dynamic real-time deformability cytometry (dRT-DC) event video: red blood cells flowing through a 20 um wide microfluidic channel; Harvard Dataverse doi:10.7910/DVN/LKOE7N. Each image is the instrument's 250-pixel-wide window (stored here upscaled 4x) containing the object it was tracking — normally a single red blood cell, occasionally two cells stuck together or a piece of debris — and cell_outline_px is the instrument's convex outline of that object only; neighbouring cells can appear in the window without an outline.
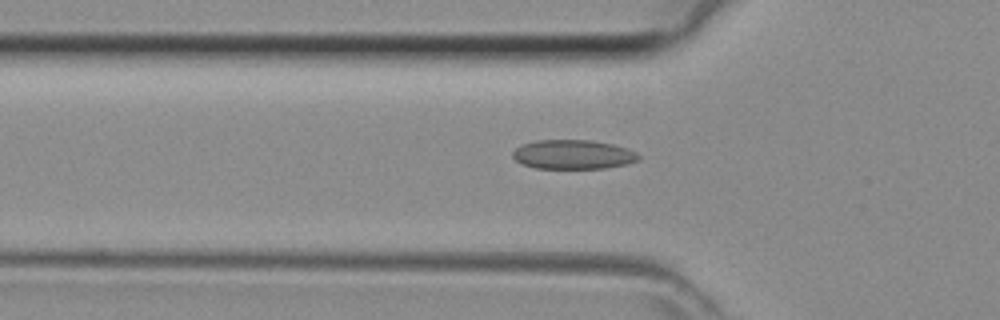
{"species": "common noctule bat (a hibernating species)", "species_latin": "Nyctalus noctula", "temperature_condition": "room temperature", "stored_images_in_passage": 31, "camera_frame_rate_fps": 3000, "um_per_image_px": 0.085, "animal": {"sex": "female", "body_mass_g": 29.2, "forearm_length_mm": 56.3}, "frame": {"image": 1, "passage_image": 4, "time_ms": 1.0, "image_size_px": [1000, 320], "cell_outline_px": [[640, 160], [628, 164], [604, 168], [536, 168], [524, 164], [516, 160], [512, 156], [512, 152], [516, 148], [524, 144], [536, 140], [592, 140], [612, 144], [628, 148], [636, 152], [640, 156]], "centroid_in_image_um": [48.76, 13.13], "position_along_channel_um": 77.0, "area_um2": 21.44}}
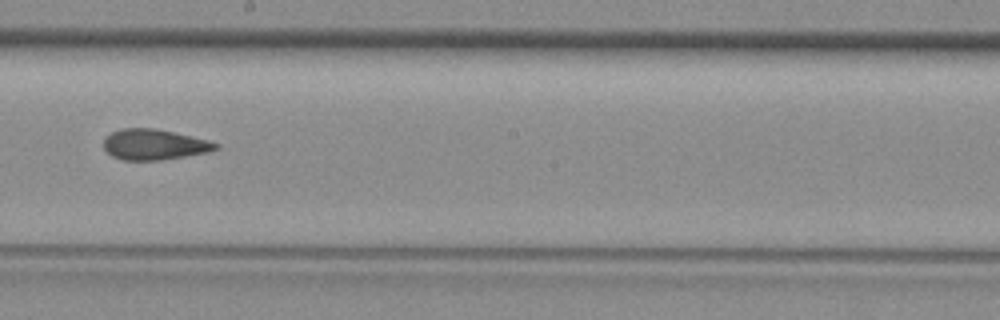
{"frame": {"image": 2, "passage_image": 14, "time_ms": 4.333, "image_size_px": [1000, 320], "cell_outline_px": [[220, 148], [208, 152], [160, 160], [124, 160], [112, 156], [104, 148], [104, 140], [112, 132], [120, 128], [152, 128], [172, 132], [208, 140], [220, 144]], "centroid_in_image_um": [13.12, 12.29], "position_along_channel_um": 235.1, "area_um2": 19.77}}
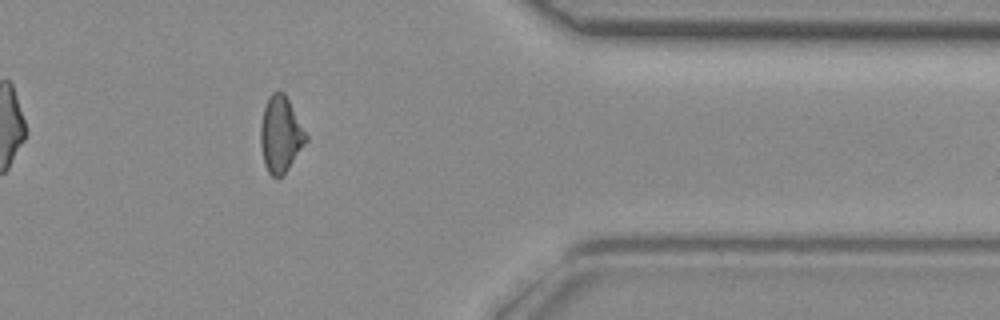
{"frame": {"image": 3, "passage_image": 25, "time_ms": 8.0, "image_size_px": [1000, 320], "cell_outline_px": [[308, 140], [284, 176], [272, 176], [268, 172], [264, 164], [260, 144], [260, 124], [264, 108], [272, 92], [284, 92], [308, 136]], "centroid_in_image_um": [23.85, 11.47], "position_along_channel_um": 387.5, "area_um2": 20.11}}